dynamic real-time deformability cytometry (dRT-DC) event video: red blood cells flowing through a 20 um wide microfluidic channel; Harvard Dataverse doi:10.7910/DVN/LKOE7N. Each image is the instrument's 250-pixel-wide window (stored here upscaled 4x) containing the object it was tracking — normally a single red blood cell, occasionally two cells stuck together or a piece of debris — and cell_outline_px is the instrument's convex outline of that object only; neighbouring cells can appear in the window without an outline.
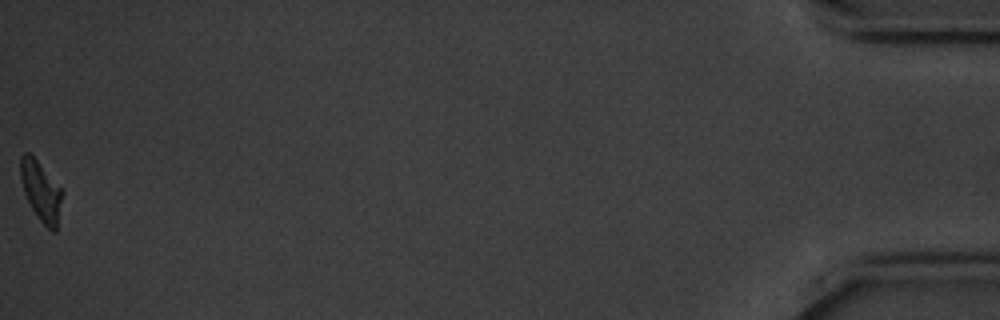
{"species": "common noctule bat (a hibernating species)", "species_latin": "Nyctalus noctula", "temperature_condition": "cold", "stored_images_in_passage": 56, "camera_frame_rate_fps": 3000, "um_per_image_px": 0.085, "animal": {"sex": "male", "body_mass_g": 20.1, "forearm_length_mm": 53.5}, "frame": {"image": 1, "passage_image": 56, "time_ms": 18.333, "image_size_px": [1000, 320], "cell_outline_px": [[64, 192], [56, 232], [52, 232], [40, 220], [32, 208], [24, 192], [20, 176], [20, 156], [24, 152], [28, 152], [36, 160]], "centroid_in_image_um": [3.49, 16.27], "position_along_channel_um": 431.7, "area_um2": 14.33}, "authors_computed_cell_mechanics": {"area_um2": 15.9528, "velocity_mm_per_s": 3.5289, "shape_relaxation_time_tau1_ms": 1.7171, "shape_relaxation_time_tau2_ms": null, "deformation_change_tau1": 0.1137, "deformation_change_tau2": null}}